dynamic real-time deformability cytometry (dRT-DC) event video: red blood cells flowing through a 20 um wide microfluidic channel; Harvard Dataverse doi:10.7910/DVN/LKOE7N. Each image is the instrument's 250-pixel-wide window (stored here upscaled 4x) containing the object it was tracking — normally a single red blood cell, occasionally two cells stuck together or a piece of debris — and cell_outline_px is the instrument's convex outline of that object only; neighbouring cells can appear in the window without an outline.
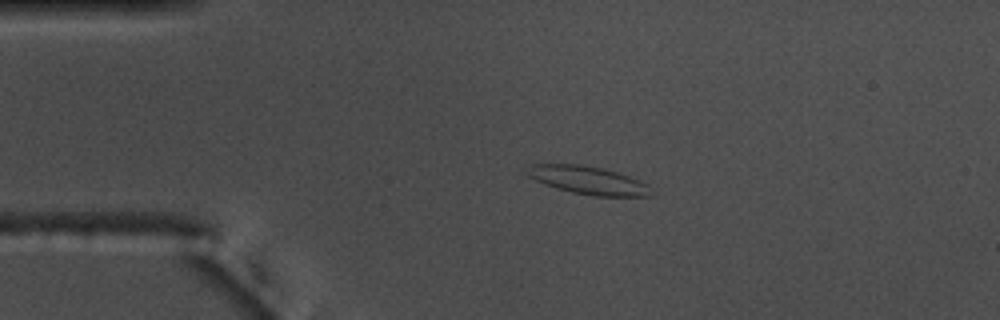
{"species": "common noctule bat (a hibernating species)", "species_latin": "Nyctalus noctula", "temperature_condition": "warm", "stored_images_in_passage": 44, "camera_frame_rate_fps": 3000, "um_per_image_px": 0.085, "animal": {"sex": "male", "body_mass_g": 17.5, "forearm_length_mm": 52.3}, "frame": {"image": 1, "passage_image": 1, "time_ms": 0.0, "image_size_px": [1000, 320], "cell_outline_px": [[652, 196], [592, 196], [572, 192], [556, 188], [544, 184], [528, 176], [524, 172], [532, 164], [580, 164], [600, 168], [616, 172], [628, 176], [644, 184]], "centroid_in_image_um": [49.88, 15.32], "position_along_channel_um": 35.1, "area_um2": 19.83}}
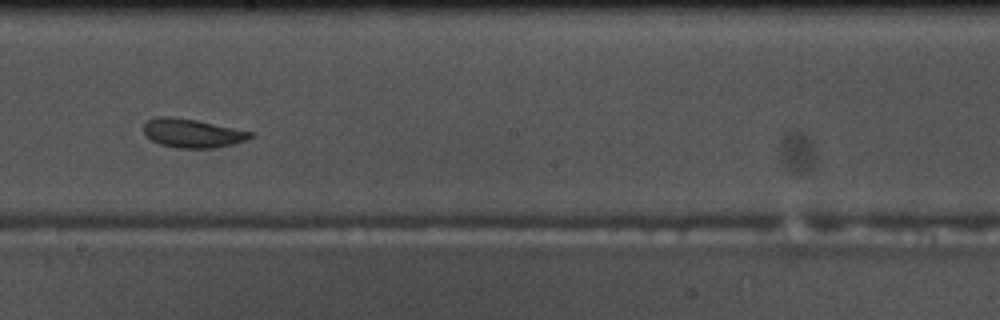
{"frame": {"image": 2, "passage_image": 20, "time_ms": 6.333, "image_size_px": [1000, 320], "cell_outline_px": [[252, 136], [248, 140], [232, 144], [212, 148], [176, 148], [160, 144], [152, 140], [144, 132], [144, 124], [148, 120], [160, 116], [168, 116], [196, 120], [252, 132]], "centroid_in_image_um": [16.34, 11.33], "position_along_channel_um": 231.9, "area_um2": 17.63}}
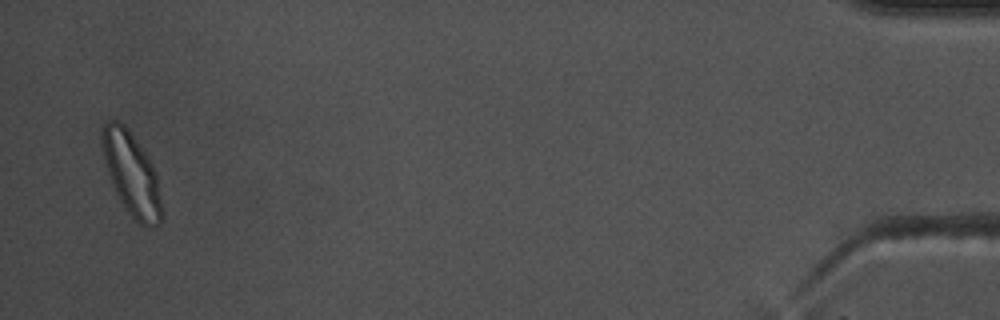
{"frame": {"image": 3, "passage_image": 43, "time_ms": 14.0, "image_size_px": [1000, 320], "cell_outline_px": [[164, 216], [160, 224], [152, 228], [148, 228], [140, 224], [128, 212], [120, 200], [112, 184], [104, 160], [100, 140], [100, 132], [104, 124], [108, 120], [116, 120], [124, 124], [128, 128], [152, 164], [156, 176]], "centroid_in_image_um": [11.18, 14.8], "position_along_channel_um": 424.0, "area_um2": 28.84}, "authors_computed_cell_mechanics": {"area_um2": 18.1781, "velocity_mm_per_s": 3.6823, "shape_relaxation_time_tau1_ms": 8.4407, "shape_relaxation_time_tau2_ms": 2.0493, "deformation_change_tau1": 0.1911, "deformation_change_tau2": 0.0725}}